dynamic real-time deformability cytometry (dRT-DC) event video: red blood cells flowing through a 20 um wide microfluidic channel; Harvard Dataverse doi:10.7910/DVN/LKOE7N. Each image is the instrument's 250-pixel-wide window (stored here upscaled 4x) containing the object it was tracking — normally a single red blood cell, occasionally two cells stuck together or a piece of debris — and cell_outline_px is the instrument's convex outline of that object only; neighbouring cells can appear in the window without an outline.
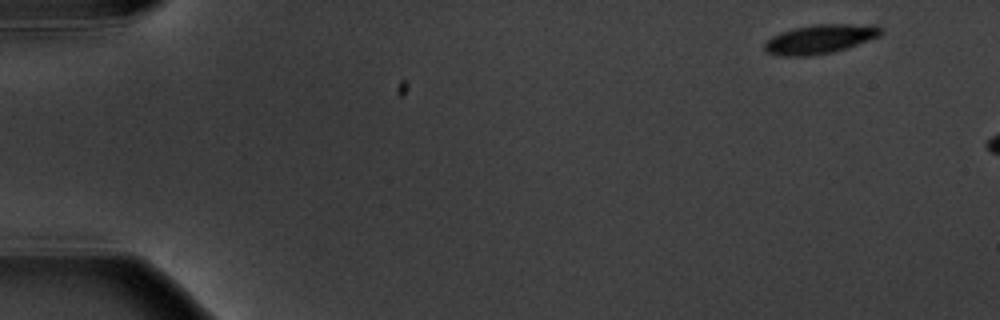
{"species": "common noctule bat (a hibernating species)", "species_latin": "Nyctalus noctula", "temperature_condition": "warm", "stored_images_in_passage": 3, "camera_frame_rate_fps": 3000, "um_per_image_px": 0.085, "animal": {"sex": "male", "body_mass_g": 20.1, "forearm_length_mm": 53.5}, "frame": {"image": 1, "passage_image": 1, "time_ms": 0.0, "image_size_px": [1000, 320], "cell_outline_px": [[880, 36], [848, 48], [832, 52], [808, 56], [780, 56], [768, 52], [764, 48], [764, 44], [772, 36], [780, 32], [812, 24], [876, 24], [880, 28]], "centroid_in_image_um": [69.71, 3.31], "position_along_channel_um": 15.3, "area_um2": 19.71}}